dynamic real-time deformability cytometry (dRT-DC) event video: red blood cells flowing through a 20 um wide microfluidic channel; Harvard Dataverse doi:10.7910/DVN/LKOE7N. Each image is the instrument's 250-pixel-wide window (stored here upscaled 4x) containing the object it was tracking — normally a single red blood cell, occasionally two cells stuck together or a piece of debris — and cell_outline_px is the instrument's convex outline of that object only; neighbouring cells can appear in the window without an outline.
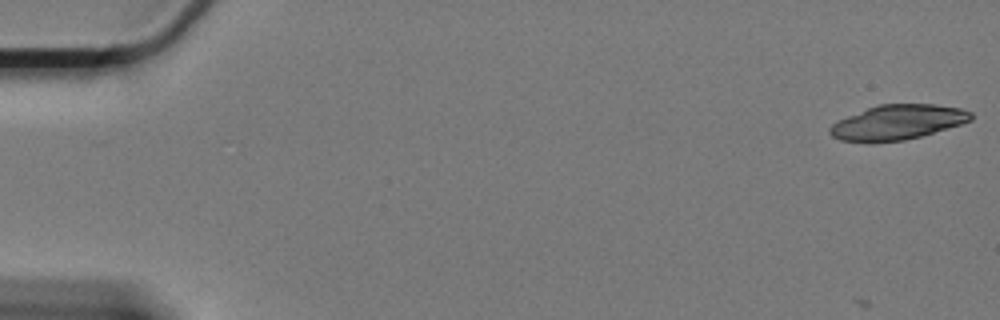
{"species": "Egyptian fruit bat (a non-hibernating species)", "species_latin": "Rousettus aegyptiacus", "temperature_condition": "cold", "stored_images_in_passage": 10, "camera_frame_rate_fps": 3000, "um_per_image_px": 0.085, "animal": {"sex": "female"}, "frame": {"image": 1, "passage_image": 1, "time_ms": 0.0, "image_size_px": [1000, 320], "cell_outline_px": [[972, 120], [960, 124], [920, 136], [904, 140], [872, 144], [868, 144], [840, 140], [832, 136], [828, 132], [828, 128], [832, 124], [848, 116], [868, 108], [880, 104], [932, 104], [960, 108], [972, 112]], "centroid_in_image_um": [76.25, 10.42], "position_along_channel_um": 8.8, "area_um2": 28.73}}